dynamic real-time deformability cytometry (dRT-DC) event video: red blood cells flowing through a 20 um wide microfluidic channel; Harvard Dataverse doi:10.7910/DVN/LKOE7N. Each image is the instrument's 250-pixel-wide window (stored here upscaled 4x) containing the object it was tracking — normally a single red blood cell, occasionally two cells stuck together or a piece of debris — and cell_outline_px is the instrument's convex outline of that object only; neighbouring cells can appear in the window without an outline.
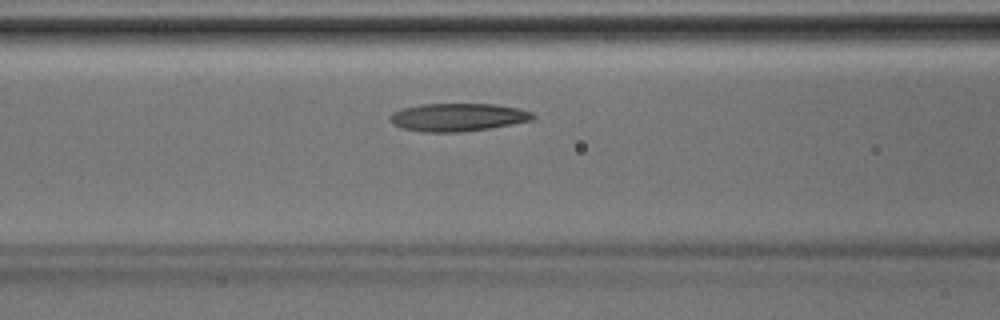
{"species": "Egyptian fruit bat (a non-hibernating species)", "species_latin": "Rousettus aegyptiacus", "temperature_condition": "room temperature", "stored_images_in_passage": 37, "camera_frame_rate_fps": 3000, "um_per_image_px": 0.085, "animal": {"sex": "male"}, "frame": {"image": 1, "passage_image": 12, "time_ms": 3.667, "image_size_px": [1000, 320], "cell_outline_px": [[536, 116], [532, 120], [488, 128], [460, 132], [420, 132], [404, 128], [392, 124], [388, 120], [388, 116], [392, 112], [400, 108], [420, 104], [496, 104], [520, 108], [532, 112]], "centroid_in_image_um": [38.86, 9.95], "position_along_channel_um": 127.7, "area_um2": 23.47}}
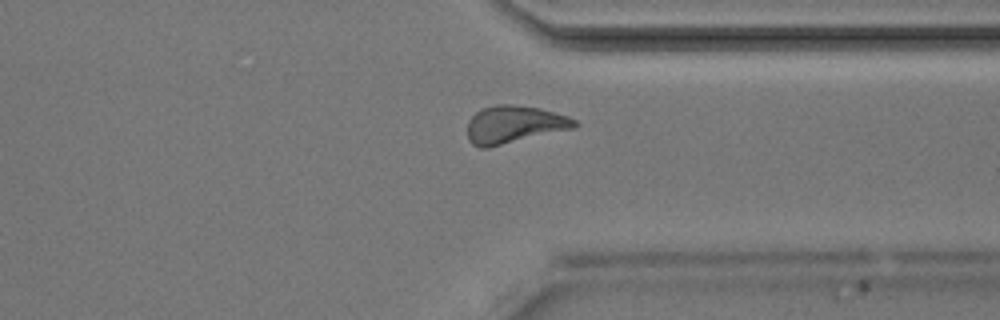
{"frame": {"image": 2, "passage_image": 27, "time_ms": 8.667, "image_size_px": [1000, 320], "cell_outline_px": [[580, 124], [576, 128], [488, 148], [480, 148], [472, 144], [468, 140], [468, 120], [480, 108], [496, 104], [512, 104], [540, 108], [568, 116], [576, 120]], "centroid_in_image_um": [43.71, 10.58], "position_along_channel_um": 367.7, "area_um2": 23.87}}
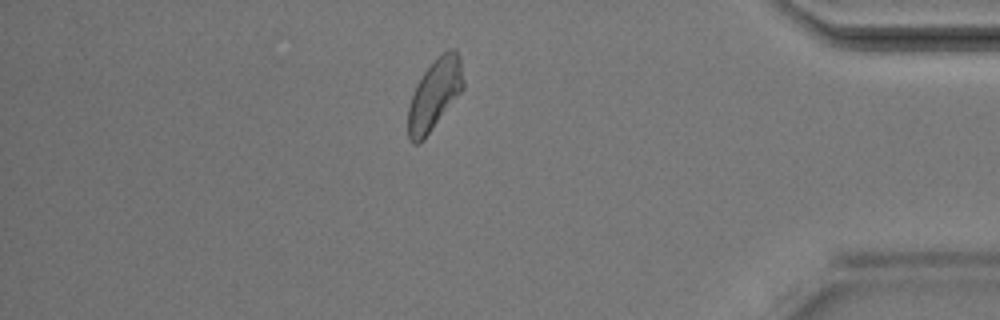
{"frame": {"image": 3, "passage_image": 31, "time_ms": 10.0, "image_size_px": [1000, 320], "cell_outline_px": [[464, 88], [424, 140], [416, 144], [412, 144], [408, 136], [408, 108], [416, 84], [424, 72], [448, 48], [456, 52], [460, 56], [464, 80]], "centroid_in_image_um": [36.94, 8.07], "position_along_channel_um": 398.3, "area_um2": 22.48}}